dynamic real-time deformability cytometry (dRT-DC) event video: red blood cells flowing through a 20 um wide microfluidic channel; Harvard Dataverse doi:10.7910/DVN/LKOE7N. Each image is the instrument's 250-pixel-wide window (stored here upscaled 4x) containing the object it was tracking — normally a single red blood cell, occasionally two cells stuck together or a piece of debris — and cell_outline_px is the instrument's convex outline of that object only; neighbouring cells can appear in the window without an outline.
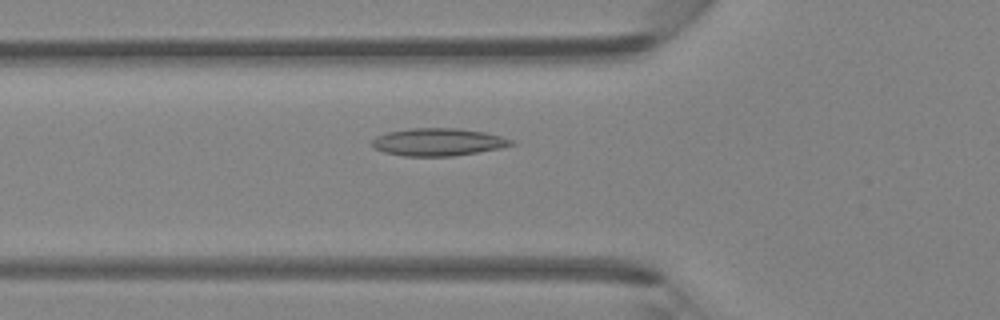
{"species": "Egyptian fruit bat (a non-hibernating species)", "species_latin": "Rousettus aegyptiacus", "temperature_condition": "room temperature", "stored_images_in_passage": 42, "camera_frame_rate_fps": 3000, "um_per_image_px": 0.085, "animal": {"sex": "female"}, "frame": {"image": 1, "passage_image": 12, "time_ms": 3.667, "image_size_px": [1000, 320], "cell_outline_px": [[516, 144], [500, 148], [452, 156], [404, 156], [384, 152], [376, 148], [372, 144], [372, 140], [376, 136], [388, 132], [408, 128], [456, 128], [484, 132], [500, 136], [512, 140]], "centroid_in_image_um": [37.23, 12.07], "position_along_channel_um": 88.6, "area_um2": 22.2}}
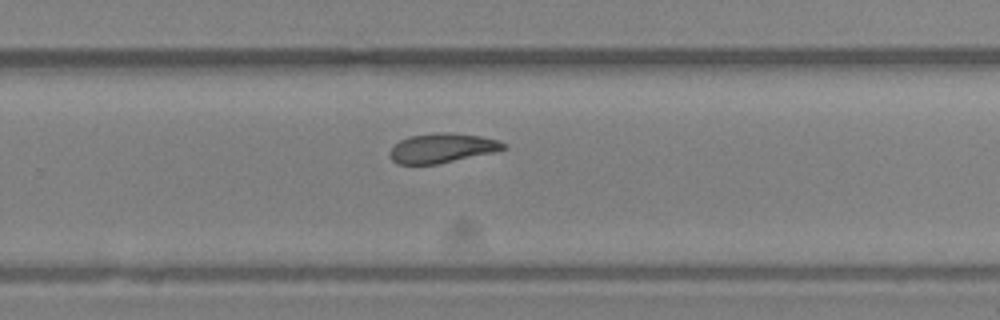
{"frame": {"image": 2, "passage_image": 26, "time_ms": 8.333, "image_size_px": [1000, 320], "cell_outline_px": [[508, 148], [492, 152], [436, 164], [396, 164], [392, 160], [388, 152], [400, 140], [408, 136], [436, 132], [448, 132], [480, 136], [496, 140], [504, 144]], "centroid_in_image_um": [37.52, 12.58], "position_along_channel_um": 292.3, "area_um2": 19.31}}
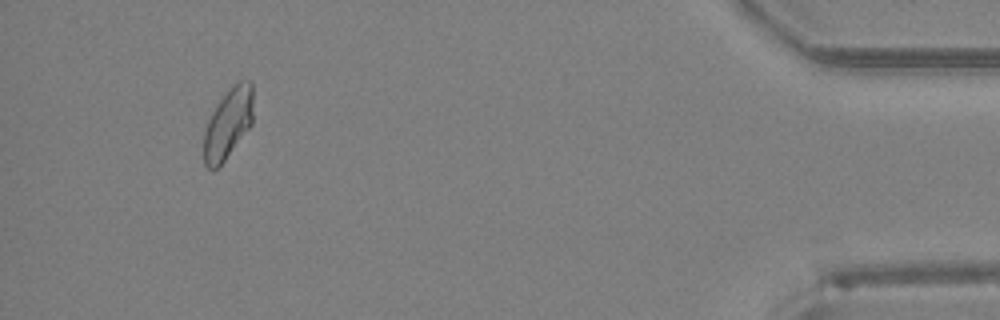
{"frame": {"image": 3, "passage_image": 39, "time_ms": 12.667, "image_size_px": [1000, 320], "cell_outline_px": [[252, 124], [224, 160], [216, 168], [208, 168], [204, 164], [204, 132], [208, 120], [216, 104], [240, 80], [252, 80]], "centroid_in_image_um": [19.38, 10.5], "position_along_channel_um": 415.8, "area_um2": 19.71}}